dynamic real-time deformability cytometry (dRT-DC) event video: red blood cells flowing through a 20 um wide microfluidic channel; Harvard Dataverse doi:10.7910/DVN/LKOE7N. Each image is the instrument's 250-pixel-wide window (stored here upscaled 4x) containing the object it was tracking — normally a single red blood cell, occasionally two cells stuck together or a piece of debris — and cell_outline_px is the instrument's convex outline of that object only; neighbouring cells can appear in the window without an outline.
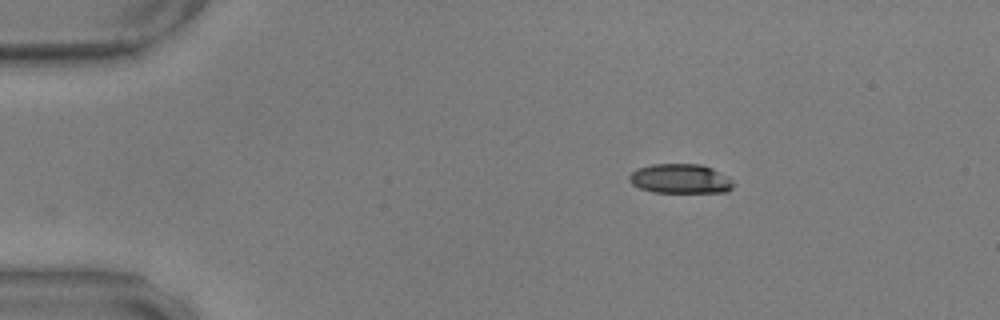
{"species": "common noctule bat (a hibernating species)", "species_latin": "Nyctalus noctula", "temperature_condition": "warm", "stored_images_in_passage": 45, "camera_frame_rate_fps": 3000, "um_per_image_px": 0.085, "animal": {"sex": "male", "body_mass_g": 17.9, "forearm_length_mm": 54.2}, "frame": {"image": 1, "passage_image": 1, "time_ms": 0.0, "image_size_px": [1000, 320], "cell_outline_px": [[732, 188], [728, 192], [652, 192], [640, 188], [632, 184], [628, 180], [628, 176], [636, 168], [652, 164], [700, 164], [712, 168], [728, 176], [732, 180]], "centroid_in_image_um": [57.81, 15.19], "position_along_channel_um": 27.2, "area_um2": 17.98}}
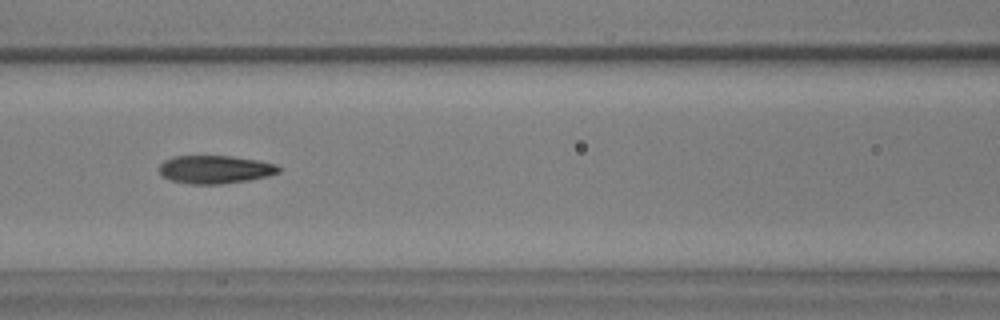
{"frame": {"image": 2, "passage_image": 17, "time_ms": 5.333, "image_size_px": [1000, 320], "cell_outline_px": [[280, 172], [268, 176], [248, 180], [220, 184], [188, 184], [172, 180], [160, 176], [160, 164], [164, 160], [172, 156], [232, 156], [260, 160], [276, 164], [280, 168]], "centroid_in_image_um": [18.28, 14.4], "position_along_channel_um": 148.3, "area_um2": 19.71}}
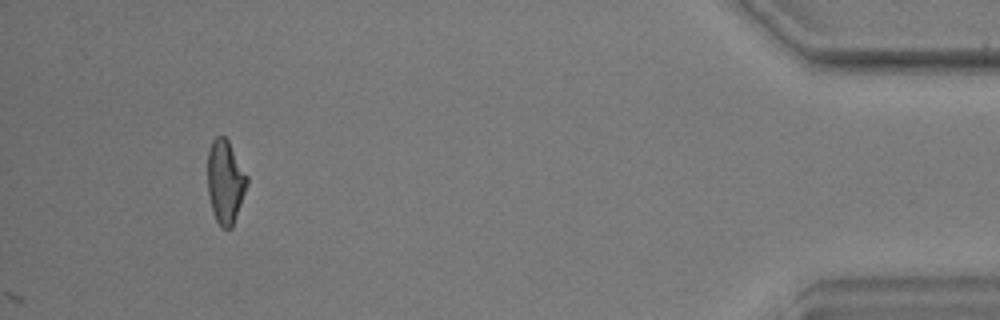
{"frame": {"image": 3, "passage_image": 45, "time_ms": 14.667, "image_size_px": [1000, 320], "cell_outline_px": [[248, 184], [232, 228], [228, 232], [220, 228], [212, 212], [208, 196], [208, 152], [212, 140], [216, 136], [224, 136], [228, 140], [248, 176]], "centroid_in_image_um": [19.15, 15.5], "position_along_channel_um": 416.1, "area_um2": 19.48}, "authors_computed_cell_mechanics": {"area_um2": 19.1896, "velocity_mm_per_s": 3.5467, "shape_relaxation_time_tau1_ms": 4.5435, "shape_relaxation_time_tau2_ms": 2.3856, "deformation_change_tau1": 0.1794, "deformation_change_tau2": 0.1061}}